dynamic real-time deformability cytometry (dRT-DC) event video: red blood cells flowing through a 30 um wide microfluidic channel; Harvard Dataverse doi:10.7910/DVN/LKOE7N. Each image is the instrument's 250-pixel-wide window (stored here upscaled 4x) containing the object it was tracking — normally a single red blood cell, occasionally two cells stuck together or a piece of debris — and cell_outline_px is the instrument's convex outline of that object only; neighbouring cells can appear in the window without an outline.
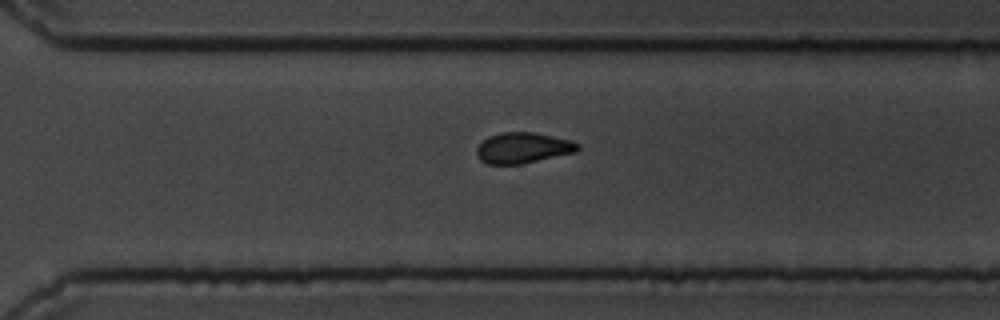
{"species": "common noctule bat (a hibernating species)", "species_latin": "Nyctalus noctula", "temperature_condition": "cold", "stored_images_in_passage": 10, "camera_frame_rate_fps": 3000, "um_per_image_px": 0.085, "animal": {"sex": "male", "body_mass_g": 19.5, "forearm_length_mm": 54.6}, "frame": {"image": 1, "passage_image": 10, "time_ms": 11.0, "image_size_px": [1000, 320], "cell_outline_px": [[580, 148], [576, 152], [520, 164], [488, 164], [480, 160], [476, 156], [476, 148], [488, 136], [500, 132], [532, 132], [572, 140], [580, 144]], "centroid_in_image_um": [44.44, 12.56], "position_along_channel_um": 326.2, "area_um2": 18.15}}